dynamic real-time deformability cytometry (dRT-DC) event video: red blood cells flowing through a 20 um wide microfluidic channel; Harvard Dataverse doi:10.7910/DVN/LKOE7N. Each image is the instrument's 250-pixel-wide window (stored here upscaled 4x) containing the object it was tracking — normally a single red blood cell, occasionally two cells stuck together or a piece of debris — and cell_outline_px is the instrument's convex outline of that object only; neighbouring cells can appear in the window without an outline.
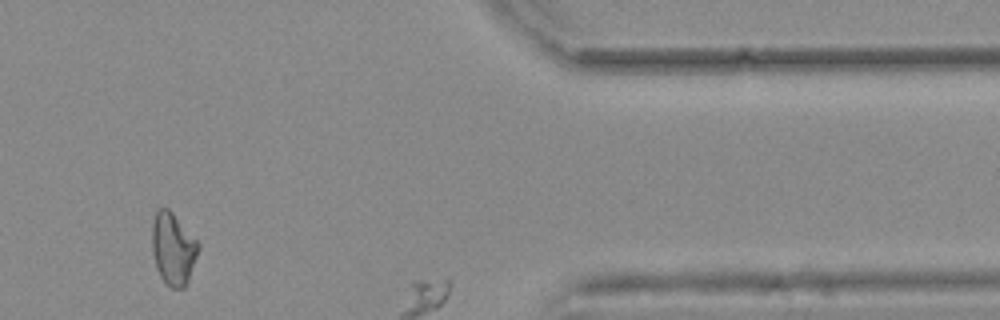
{"species": "common noctule bat (a hibernating species)", "species_latin": "Nyctalus noctula", "temperature_condition": "warm", "stored_images_in_passage": 46, "camera_frame_rate_fps": 3000, "um_per_image_px": 0.085, "animal": {"sex": "female", "body_mass_g": 25.1}, "frame": {"image": 1, "passage_image": 45, "time_ms": 14.667, "image_size_px": [1000, 320], "cell_outline_px": [[200, 248], [188, 284], [184, 288], [172, 288], [164, 284], [156, 268], [152, 248], [152, 224], [156, 212], [160, 208], [168, 208], [172, 212], [200, 244]], "centroid_in_image_um": [14.73, 21.19], "position_along_channel_um": 396.7, "area_um2": 19.65}}